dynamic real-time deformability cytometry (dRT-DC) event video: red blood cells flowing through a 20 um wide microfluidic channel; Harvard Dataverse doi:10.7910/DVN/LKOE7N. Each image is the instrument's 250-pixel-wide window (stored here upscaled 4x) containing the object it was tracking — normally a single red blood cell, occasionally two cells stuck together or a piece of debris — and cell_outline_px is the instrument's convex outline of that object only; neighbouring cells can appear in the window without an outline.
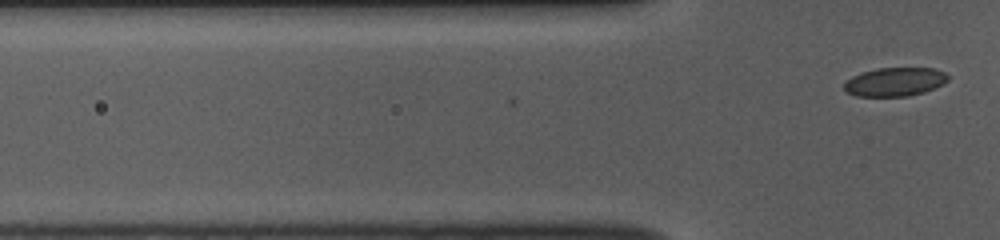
{"species": "common noctule bat (a hibernating species)", "species_latin": "Nyctalus noctula", "temperature_condition": "room temperature", "stored_images_in_passage": 4, "camera_frame_rate_fps": 3000, "um_per_image_px": 0.085, "animal": {"sex": "female", "body_mass_g": 10.0, "forearm_length_mm": 53.1}, "frame": {"image": 1, "passage_image": 4, "time_ms": 1.0, "image_size_px": [1000, 240], "cell_outline_px": [[948, 80], [944, 84], [924, 92], [908, 96], [856, 96], [848, 92], [844, 88], [844, 84], [852, 76], [876, 68], [936, 68], [944, 72], [948, 76]], "centroid_in_image_um": [76.1, 6.95], "position_along_channel_um": 49.7, "area_um2": 17.28}}